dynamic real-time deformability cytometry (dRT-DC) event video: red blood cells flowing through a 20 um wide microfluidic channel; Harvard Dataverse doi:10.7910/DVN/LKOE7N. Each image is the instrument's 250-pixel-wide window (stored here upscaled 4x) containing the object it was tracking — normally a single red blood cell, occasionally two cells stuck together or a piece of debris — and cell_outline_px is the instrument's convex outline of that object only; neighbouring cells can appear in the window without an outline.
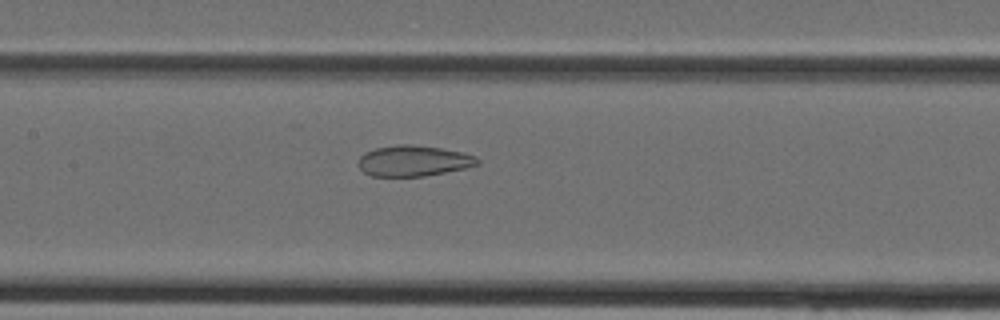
{"species": "Egyptian fruit bat (a non-hibernating species)", "species_latin": "Rousettus aegyptiacus", "temperature_condition": "cold", "stored_images_in_passage": 31, "camera_frame_rate_fps": 3000, "um_per_image_px": 0.085, "animal": {"sex": "female"}, "frame": {"image": 1, "passage_image": 12, "time_ms": 3.667, "image_size_px": [1000, 320], "cell_outline_px": [[480, 164], [464, 168], [424, 176], [372, 176], [364, 172], [356, 164], [360, 156], [364, 152], [376, 148], [396, 144], [412, 144], [440, 148], [460, 152], [476, 156], [480, 160]], "centroid_in_image_um": [35.11, 13.66], "position_along_channel_um": 172.3, "area_um2": 21.39}}
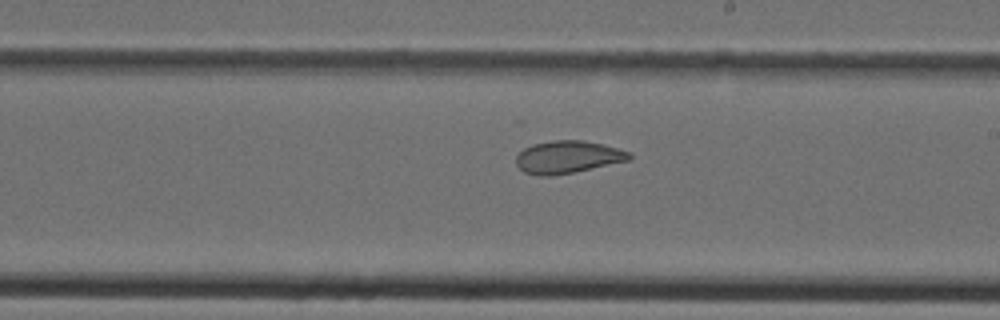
{"frame": {"image": 2, "passage_image": 16, "time_ms": 5.0, "image_size_px": [1000, 320], "cell_outline_px": [[632, 160], [552, 176], [540, 176], [524, 172], [516, 164], [516, 156], [524, 148], [532, 144], [552, 140], [584, 140], [632, 152]], "centroid_in_image_um": [48.26, 13.34], "position_along_channel_um": 240.7, "area_um2": 21.44}}
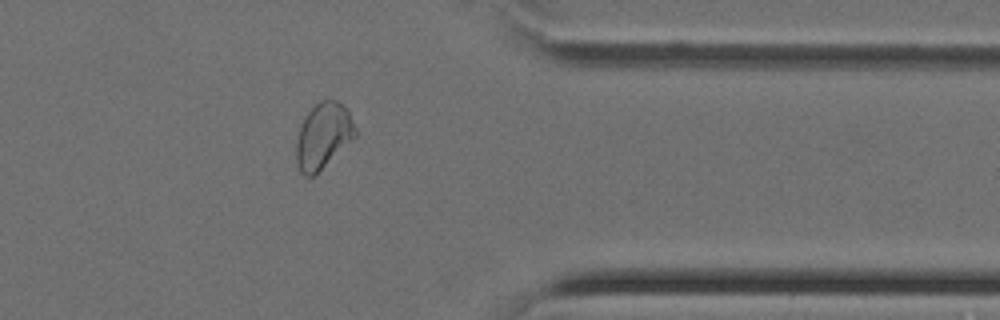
{"frame": {"image": 3, "passage_image": 25, "time_ms": 8.0, "image_size_px": [1000, 320], "cell_outline_px": [[356, 136], [312, 176], [304, 176], [300, 172], [296, 160], [296, 144], [300, 128], [308, 112], [320, 100], [336, 100], [344, 104], [348, 108], [356, 128]], "centroid_in_image_um": [27.49, 11.5], "position_along_channel_um": 383.9, "area_um2": 22.2}}